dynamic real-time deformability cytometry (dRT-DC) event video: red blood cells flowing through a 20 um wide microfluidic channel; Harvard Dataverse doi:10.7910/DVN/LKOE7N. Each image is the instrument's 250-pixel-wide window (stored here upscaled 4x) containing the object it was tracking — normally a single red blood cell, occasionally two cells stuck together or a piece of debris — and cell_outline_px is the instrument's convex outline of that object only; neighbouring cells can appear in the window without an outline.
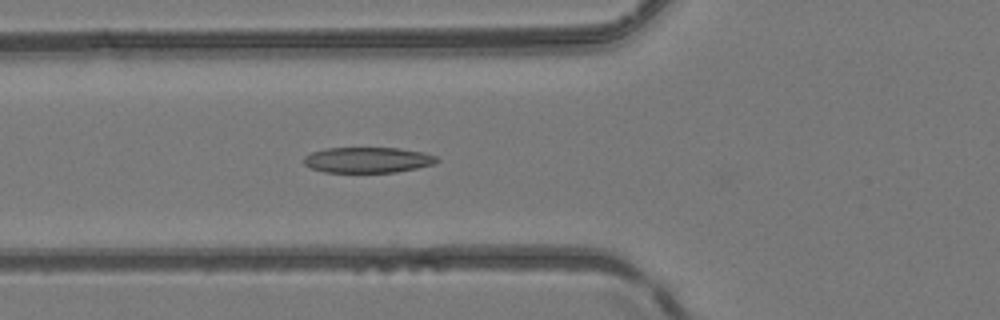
{"species": "common noctule bat (a hibernating species)", "species_latin": "Nyctalus noctula", "temperature_condition": "room temperature", "stored_images_in_passage": 38, "camera_frame_rate_fps": 3000, "um_per_image_px": 0.085, "animal": {"sex": "female", "body_mass_g": 24.6, "forearm_length_mm": 56.2}, "frame": {"image": 1, "passage_image": 7, "time_ms": 2.0, "image_size_px": [1000, 320], "cell_outline_px": [[440, 160], [432, 164], [416, 168], [396, 172], [324, 172], [312, 168], [304, 164], [304, 156], [312, 152], [328, 148], [396, 148], [420, 152], [436, 156]], "centroid_in_image_um": [31.23, 13.6], "position_along_channel_um": 94.6, "area_um2": 19.59}}
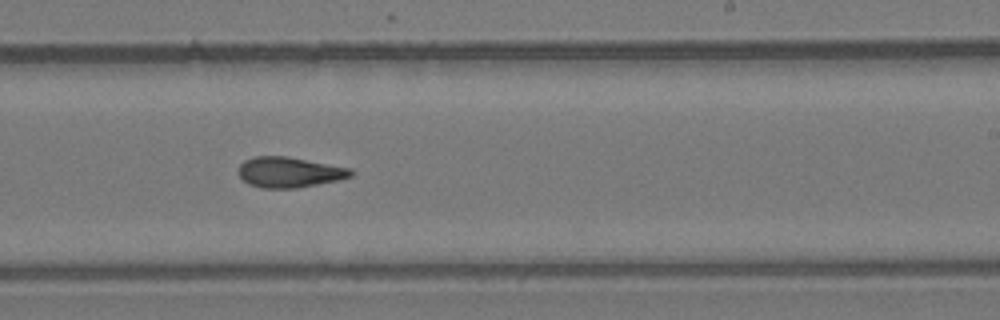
{"frame": {"image": 2, "passage_image": 19, "time_ms": 6.0, "image_size_px": [1000, 320], "cell_outline_px": [[352, 176], [340, 180], [296, 188], [264, 188], [248, 184], [240, 176], [240, 164], [244, 160], [252, 156], [284, 156], [352, 168]], "centroid_in_image_um": [24.6, 14.64], "position_along_channel_um": 264.4, "area_um2": 19.83}}
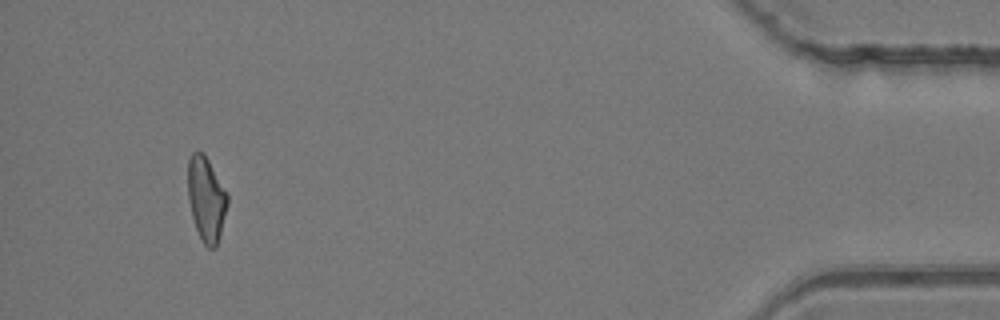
{"frame": {"image": 3, "passage_image": 35, "time_ms": 11.333, "image_size_px": [1000, 320], "cell_outline_px": [[228, 204], [216, 248], [208, 248], [204, 244], [196, 228], [192, 216], [188, 200], [188, 160], [192, 152], [204, 152], [228, 196]], "centroid_in_image_um": [17.52, 16.91], "position_along_channel_um": 417.7, "area_um2": 19.25}, "authors_computed_cell_mechanics": {"area_um2": 19.8254, "velocity_mm_per_s": 4.2365, "shape_relaxation_time_tau1_ms": null, "shape_relaxation_time_tau2_ms": 3.594, "deformation_change_tau1": null, "deformation_change_tau2": 0.1301}}